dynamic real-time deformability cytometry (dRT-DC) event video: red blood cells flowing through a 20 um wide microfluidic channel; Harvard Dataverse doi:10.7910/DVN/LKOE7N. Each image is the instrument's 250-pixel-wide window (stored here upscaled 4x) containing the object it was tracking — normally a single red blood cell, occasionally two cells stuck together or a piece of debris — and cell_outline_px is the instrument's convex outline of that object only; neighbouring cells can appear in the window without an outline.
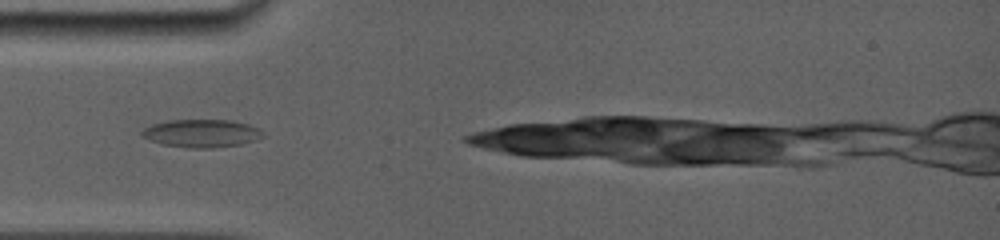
{"species": "common noctule bat (a hibernating species)", "species_latin": "Nyctalus noctula", "temperature_condition": "room temperature", "stored_images_in_passage": 3, "camera_frame_rate_fps": 5000, "um_per_image_px": 0.085, "animal": {"sex": "female", "body_mass_g": 19.0, "forearm_length_mm": 56.7}, "frame": {"image": 1, "passage_image": 2, "time_ms": 0.8, "image_size_px": [1000, 240], "cell_outline_px": [[264, 136], [256, 140], [240, 144], [212, 148], [192, 148], [164, 144], [140, 136], [140, 132], [144, 128], [152, 124], [168, 120], [232, 120], [248, 124], [260, 128]], "centroid_in_image_um": [17.15, 11.32], "position_along_channel_um": 67.9, "area_um2": 19.65}}